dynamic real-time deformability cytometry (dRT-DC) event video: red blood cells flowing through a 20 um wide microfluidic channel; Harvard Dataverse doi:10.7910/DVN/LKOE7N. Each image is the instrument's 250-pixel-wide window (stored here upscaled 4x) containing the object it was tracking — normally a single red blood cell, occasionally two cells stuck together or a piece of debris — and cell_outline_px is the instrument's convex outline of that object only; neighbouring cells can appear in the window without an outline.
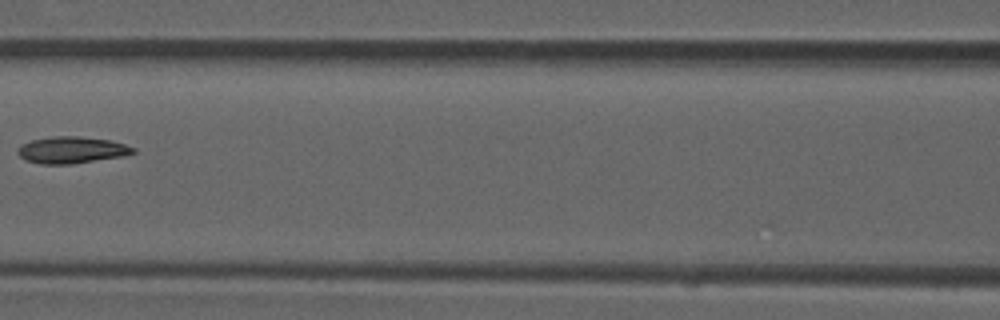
{"species": "common noctule bat (a hibernating species)", "species_latin": "Nyctalus noctula", "temperature_condition": "room temperature", "stored_images_in_passage": 7, "camera_frame_rate_fps": 3000, "um_per_image_px": 0.085, "animal": {"sex": "male", "forearm_length_mm": 52.5}, "frame": {"image": 1, "passage_image": 6, "time_ms": 1.667, "image_size_px": [1000, 320], "cell_outline_px": [[136, 152], [124, 156], [72, 164], [40, 164], [24, 160], [16, 152], [20, 144], [32, 140], [56, 136], [76, 136], [112, 140], [136, 148]], "centroid_in_image_um": [6.09, 12.75], "position_along_channel_um": 160.5, "area_um2": 18.09}}
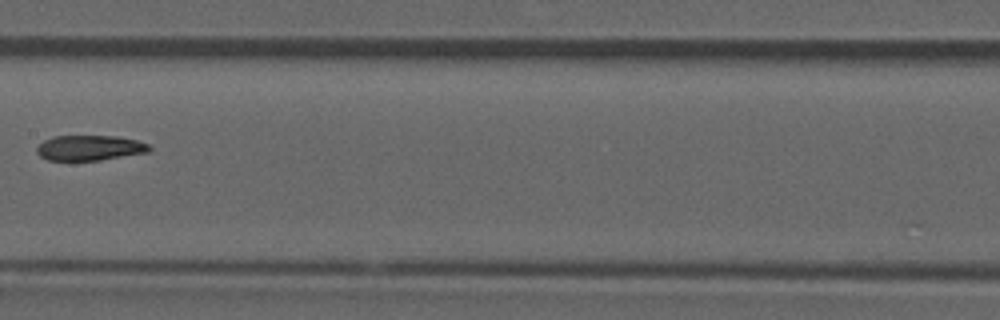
{"frame": {"image": 2, "passage_image": 7, "time_ms": 2.0, "image_size_px": [1000, 320], "cell_outline_px": [[152, 148], [148, 152], [100, 160], [48, 160], [40, 156], [36, 152], [36, 148], [44, 140], [52, 136], [116, 136], [136, 140], [148, 144]], "centroid_in_image_um": [7.61, 12.56], "position_along_channel_um": 199.8, "area_um2": 16.47}}